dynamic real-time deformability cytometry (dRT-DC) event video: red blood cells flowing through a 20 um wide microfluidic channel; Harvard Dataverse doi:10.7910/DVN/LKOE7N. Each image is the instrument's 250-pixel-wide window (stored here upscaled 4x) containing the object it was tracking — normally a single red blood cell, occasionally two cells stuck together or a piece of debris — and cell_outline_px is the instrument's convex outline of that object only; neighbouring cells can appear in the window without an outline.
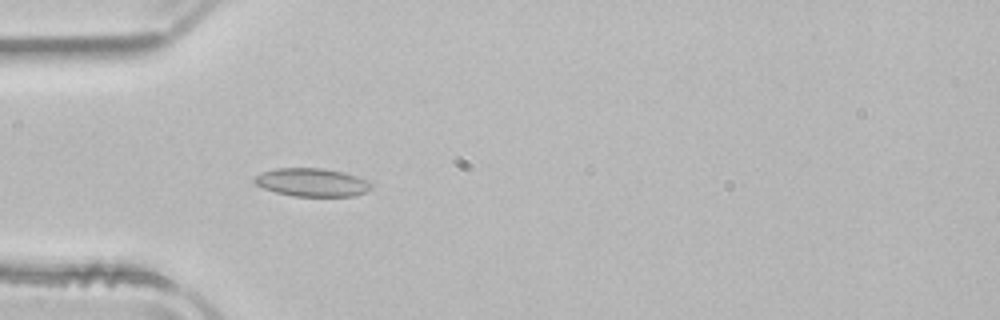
{"species": "common noctule bat (a hibernating species)", "species_latin": "Nyctalus noctula", "temperature_condition": "room temperature", "stored_images_in_passage": 24, "camera_frame_rate_fps": 3000, "um_per_image_px": 0.085, "animal": {"sex": "male", "body_mass_g": 21.5, "forearm_length_mm": 52.0}, "frame": {"image": 1, "passage_image": 5, "time_ms": 1.333, "image_size_px": [1000, 320], "cell_outline_px": [[372, 188], [364, 192], [352, 196], [292, 196], [276, 192], [264, 188], [256, 184], [252, 180], [260, 172], [276, 168], [324, 168], [344, 172], [368, 180], [372, 184]], "centroid_in_image_um": [26.51, 15.49], "position_along_channel_um": 58.5, "area_um2": 19.25}}
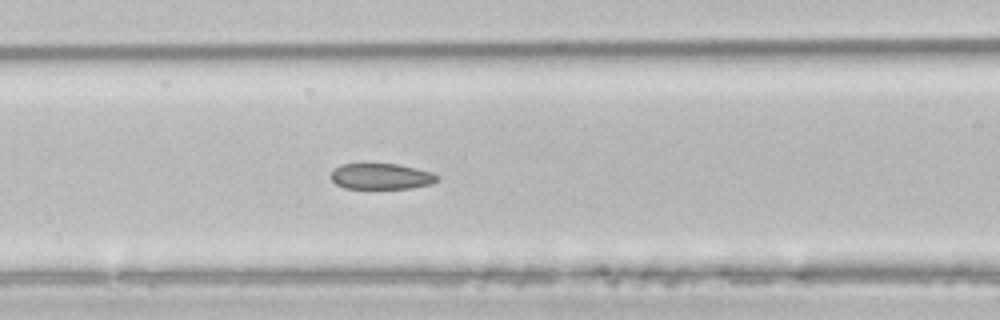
{"frame": {"image": 2, "passage_image": 11, "time_ms": 3.333, "image_size_px": [1000, 320], "cell_outline_px": [[440, 176], [432, 184], [412, 188], [344, 188], [336, 184], [328, 176], [332, 168], [340, 164], [396, 164], [432, 172]], "centroid_in_image_um": [32.34, 14.99], "position_along_channel_um": 134.3, "area_um2": 16.13}}
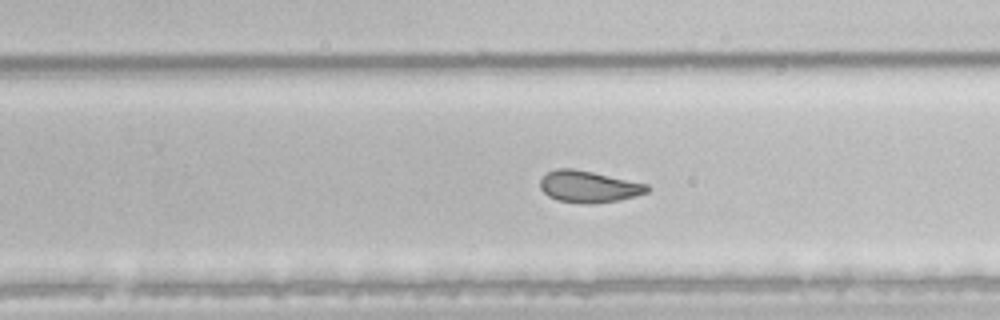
{"frame": {"image": 3, "passage_image": 19, "time_ms": 6.0, "image_size_px": [1000, 320], "cell_outline_px": [[652, 188], [648, 192], [616, 200], [588, 204], [584, 204], [556, 200], [548, 196], [540, 188], [540, 180], [548, 172], [556, 168], [572, 168], [592, 172], [648, 184]], "centroid_in_image_um": [50.01, 15.86], "position_along_channel_um": 279.8, "area_um2": 19.59}}